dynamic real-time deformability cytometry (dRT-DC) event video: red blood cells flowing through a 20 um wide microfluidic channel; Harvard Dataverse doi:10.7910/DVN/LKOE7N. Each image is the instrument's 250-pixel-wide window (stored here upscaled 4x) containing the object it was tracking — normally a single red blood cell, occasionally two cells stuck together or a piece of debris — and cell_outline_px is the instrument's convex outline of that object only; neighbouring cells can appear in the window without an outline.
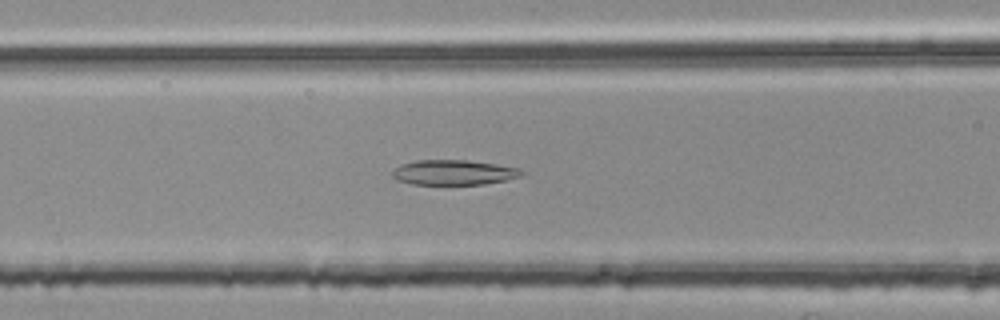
{"species": "common noctule bat (a hibernating species)", "species_latin": "Nyctalus noctula", "temperature_condition": "room temperature", "stored_images_in_passage": 47, "camera_frame_rate_fps": 3000, "um_per_image_px": 0.085, "animal": {"sex": "female", "body_mass_g": 25.1}, "frame": {"image": 1, "passage_image": 19, "time_ms": 6.0, "image_size_px": [1000, 320], "cell_outline_px": [[524, 172], [520, 176], [504, 180], [484, 184], [412, 184], [396, 180], [392, 176], [392, 172], [400, 164], [416, 160], [468, 160], [496, 164], [520, 168]], "centroid_in_image_um": [38.54, 14.65], "position_along_channel_um": 128.1, "area_um2": 18.79}}
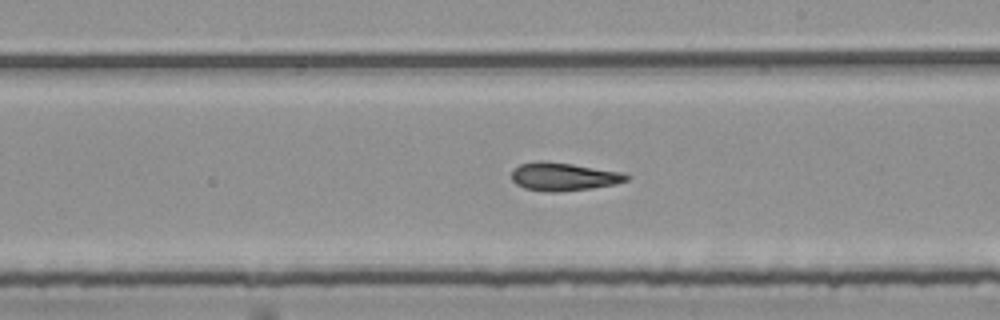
{"frame": {"image": 2, "passage_image": 28, "time_ms": 9.0, "image_size_px": [1000, 320], "cell_outline_px": [[632, 176], [628, 180], [616, 184], [592, 188], [560, 192], [548, 192], [524, 188], [516, 184], [512, 180], [512, 168], [520, 164], [536, 160], [544, 160], [572, 164], [620, 172]], "centroid_in_image_um": [47.87, 15.01], "position_along_channel_um": 241.1, "area_um2": 19.02}}
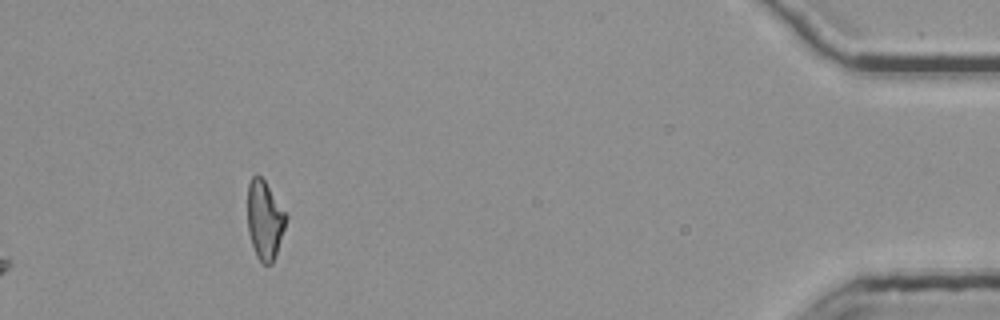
{"frame": {"image": 3, "passage_image": 47, "time_ms": 15.333, "image_size_px": [1000, 320], "cell_outline_px": [[288, 216], [272, 264], [264, 264], [256, 256], [248, 232], [248, 184], [252, 176], [260, 176], [264, 180]], "centroid_in_image_um": [22.49, 18.69], "position_along_channel_um": 412.7, "area_um2": 17.28}, "authors_computed_cell_mechanics": {"area_um2": 18.785, "velocity_mm_per_s": 3.7764, "shape_relaxation_time_tau1_ms": null, "shape_relaxation_time_tau2_ms": 3.8169, "deformation_change_tau1": null, "deformation_change_tau2": 0.1368}}